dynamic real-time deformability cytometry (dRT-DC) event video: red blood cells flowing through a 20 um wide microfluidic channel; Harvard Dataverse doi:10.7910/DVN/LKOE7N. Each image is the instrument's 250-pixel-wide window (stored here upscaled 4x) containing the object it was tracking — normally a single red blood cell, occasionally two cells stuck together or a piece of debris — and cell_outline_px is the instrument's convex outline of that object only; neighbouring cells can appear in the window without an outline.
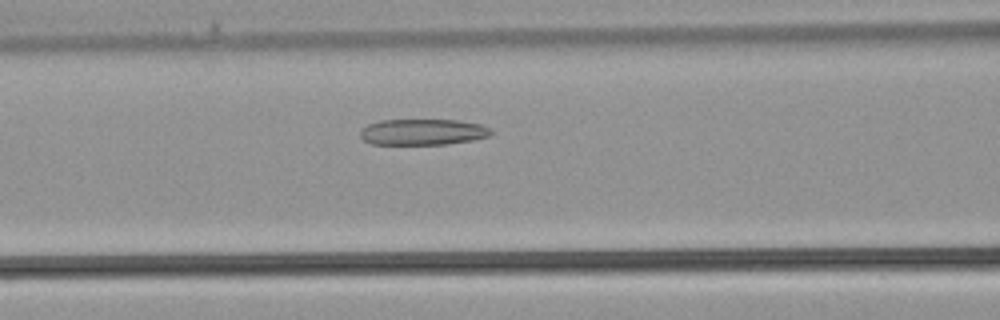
{"species": "common noctule bat (a hibernating species)", "species_latin": "Nyctalus noctula", "temperature_condition": "warm", "stored_images_in_passage": 32, "camera_frame_rate_fps": 3000, "um_per_image_px": 0.085, "animal": {"sex": "male", "body_mass_g": 21.5, "forearm_length_mm": 52.0}, "frame": {"image": 1, "passage_image": 11, "time_ms": 3.333, "image_size_px": [1000, 320], "cell_outline_px": [[492, 132], [488, 136], [476, 140], [448, 144], [372, 144], [364, 140], [360, 136], [360, 128], [368, 124], [380, 120], [456, 120], [480, 124], [488, 128]], "centroid_in_image_um": [35.91, 11.22], "position_along_channel_um": 130.7, "area_um2": 19.88}}
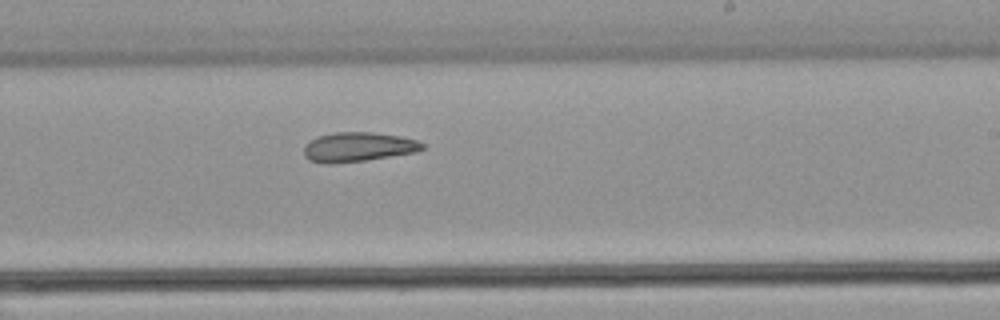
{"frame": {"image": 2, "passage_image": 18, "time_ms": 5.667, "image_size_px": [1000, 320], "cell_outline_px": [[424, 148], [416, 152], [364, 160], [328, 164], [308, 160], [304, 156], [304, 144], [316, 136], [336, 132], [372, 132], [400, 136], [416, 140], [424, 144]], "centroid_in_image_um": [30.39, 12.48], "position_along_channel_um": 258.6, "area_um2": 20.29}}
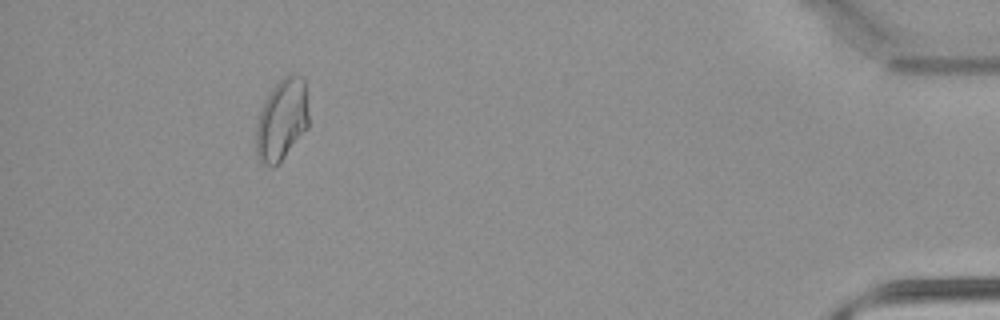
{"frame": {"image": 3, "passage_image": 30, "time_ms": 9.667, "image_size_px": [1000, 320], "cell_outline_px": [[308, 128], [284, 156], [272, 168], [264, 164], [256, 156], [256, 124], [260, 112], [272, 88], [284, 76], [292, 72], [304, 76], [308, 112]], "centroid_in_image_um": [23.97, 10.15], "position_along_channel_um": 411.2, "area_um2": 24.91}}